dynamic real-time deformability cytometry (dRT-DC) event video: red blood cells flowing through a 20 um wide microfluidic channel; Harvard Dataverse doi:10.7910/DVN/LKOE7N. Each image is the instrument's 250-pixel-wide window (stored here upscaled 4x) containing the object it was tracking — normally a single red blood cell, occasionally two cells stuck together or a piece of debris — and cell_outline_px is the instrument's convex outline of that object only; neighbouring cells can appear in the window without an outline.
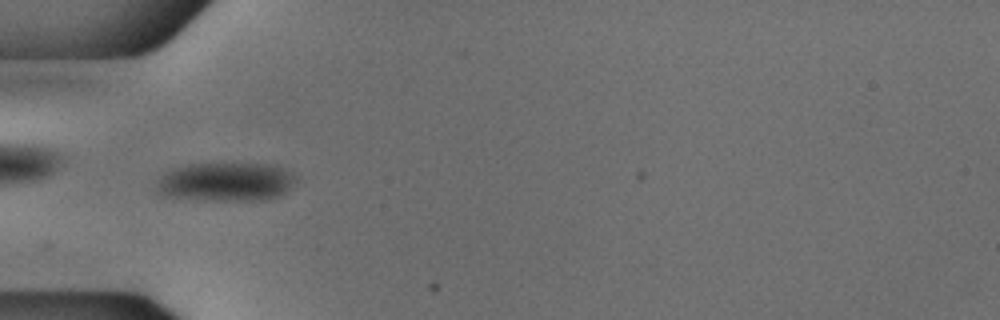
{"species": "common noctule bat (a hibernating species)", "species_latin": "Nyctalus noctula", "temperature_condition": "cold", "stored_images_in_passage": 35, "camera_frame_rate_fps": 3000, "um_per_image_px": 0.085, "animal": {"sex": "male", "body_mass_g": 18.8}, "frame": {"image": 1, "passage_image": 3, "time_ms": 0.667, "image_size_px": [1000, 320], "cell_outline_px": [[300, 180], [280, 196], [264, 200], [204, 200], [160, 196], [156, 192], [156, 184], [160, 176], [172, 168], [184, 164], [268, 164], [284, 168], [292, 172]], "centroid_in_image_um": [19.19, 15.46], "position_along_channel_um": 65.8, "area_um2": 32.08}}
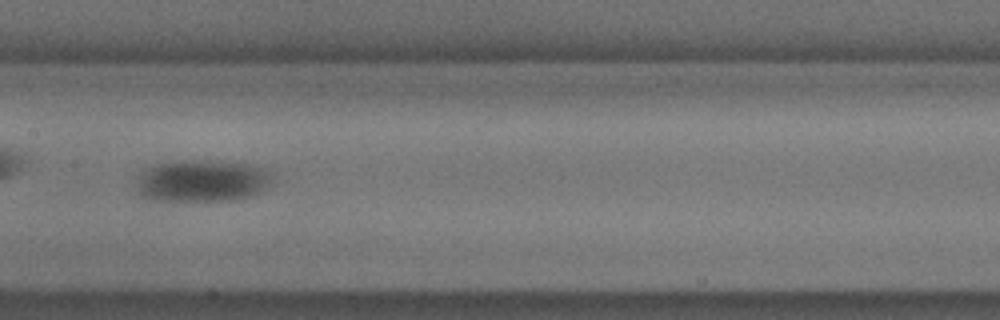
{"frame": {"image": 2, "passage_image": 13, "time_ms": 4.0, "image_size_px": [1000, 320], "cell_outline_px": [[272, 180], [264, 188], [252, 196], [232, 200], [152, 200], [144, 196], [140, 192], [140, 176], [144, 168], [156, 164], [180, 160], [200, 160], [248, 164], [264, 168], [272, 172]], "centroid_in_image_um": [17.22, 15.35], "position_along_channel_um": 190.2, "area_um2": 32.77}}
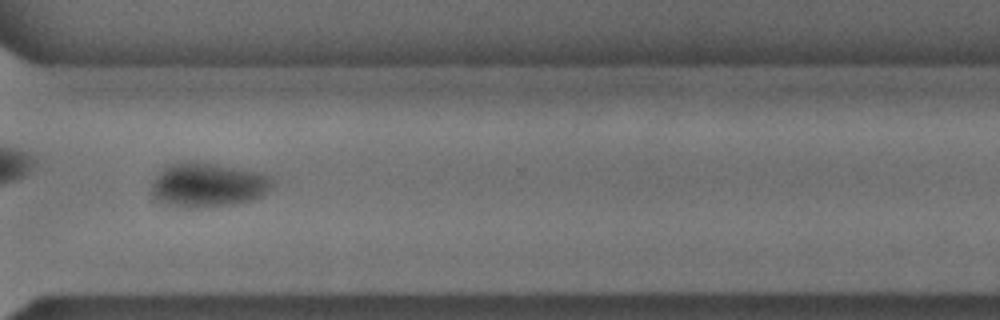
{"frame": {"image": 3, "passage_image": 26, "time_ms": 8.333, "image_size_px": [1000, 320], "cell_outline_px": [[276, 180], [268, 192], [264, 196], [252, 200], [236, 204], [192, 208], [168, 204], [152, 196], [152, 184], [160, 172], [164, 168], [172, 164], [216, 164], [264, 172], [272, 176]], "centroid_in_image_um": [17.81, 15.74], "position_along_channel_um": 352.8, "area_um2": 30.81}}